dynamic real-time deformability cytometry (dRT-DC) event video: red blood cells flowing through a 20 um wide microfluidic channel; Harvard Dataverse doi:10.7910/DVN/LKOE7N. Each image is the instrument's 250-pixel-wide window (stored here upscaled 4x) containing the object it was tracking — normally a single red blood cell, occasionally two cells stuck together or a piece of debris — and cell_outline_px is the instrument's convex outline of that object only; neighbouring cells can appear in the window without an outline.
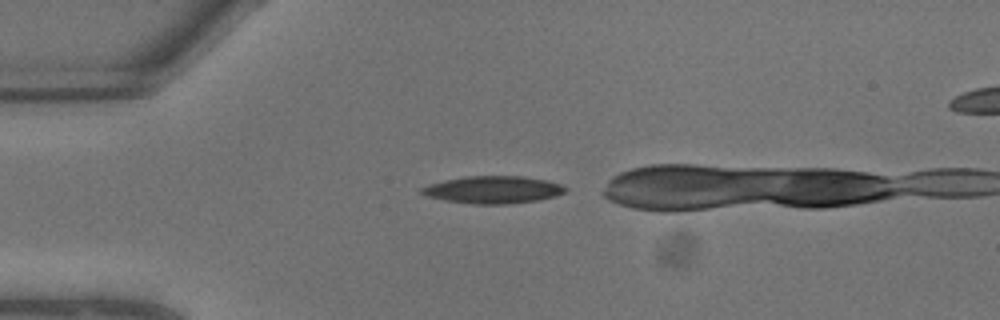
{"species": "common noctule bat (a hibernating species)", "species_latin": "Nyctalus noctula", "temperature_condition": "warm", "stored_images_in_passage": 2, "camera_frame_rate_fps": 3000, "um_per_image_px": 0.085, "animal": {"sex": "male", "body_mass_g": 13.3}, "frame": {"image": 1, "passage_image": 1, "time_ms": 0.0, "image_size_px": [1000, 320], "cell_outline_px": [[568, 192], [556, 196], [536, 200], [508, 204], [472, 204], [444, 200], [428, 196], [420, 192], [420, 188], [428, 184], [444, 180], [464, 176], [524, 176], [548, 180], [560, 184], [568, 188]], "centroid_in_image_um": [41.94, 16.12], "position_along_channel_um": 43.1, "area_um2": 23.12}}